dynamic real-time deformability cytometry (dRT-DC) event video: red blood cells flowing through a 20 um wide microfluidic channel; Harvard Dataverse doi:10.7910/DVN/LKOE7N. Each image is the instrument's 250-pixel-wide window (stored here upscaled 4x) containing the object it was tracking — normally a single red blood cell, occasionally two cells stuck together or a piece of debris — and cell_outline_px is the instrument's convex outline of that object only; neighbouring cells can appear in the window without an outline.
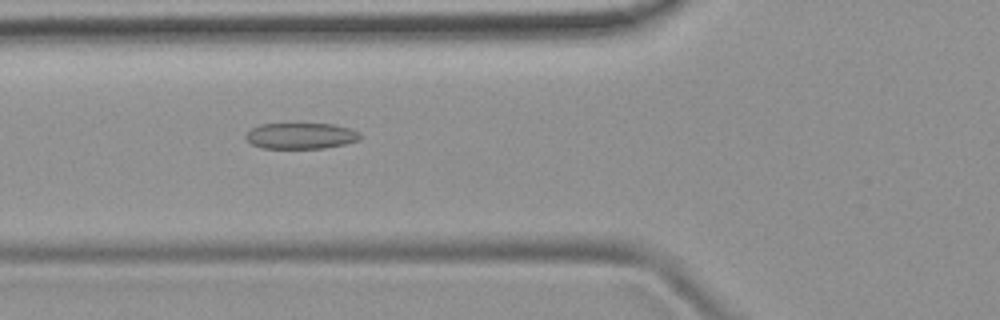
{"species": "common noctule bat (a hibernating species)", "species_latin": "Nyctalus noctula", "temperature_condition": "room temperature", "stored_images_in_passage": 35, "camera_frame_rate_fps": 3000, "um_per_image_px": 0.085, "animal": {"sex": "female", "body_mass_g": 19.9}, "frame": {"image": 1, "passage_image": 3, "time_ms": 0.667, "image_size_px": [1000, 320], "cell_outline_px": [[360, 136], [356, 140], [344, 144], [324, 148], [260, 148], [252, 144], [244, 136], [252, 128], [260, 124], [332, 124], [348, 128], [360, 132]], "centroid_in_image_um": [25.54, 11.55], "position_along_channel_um": 100.3, "area_um2": 17.11}}
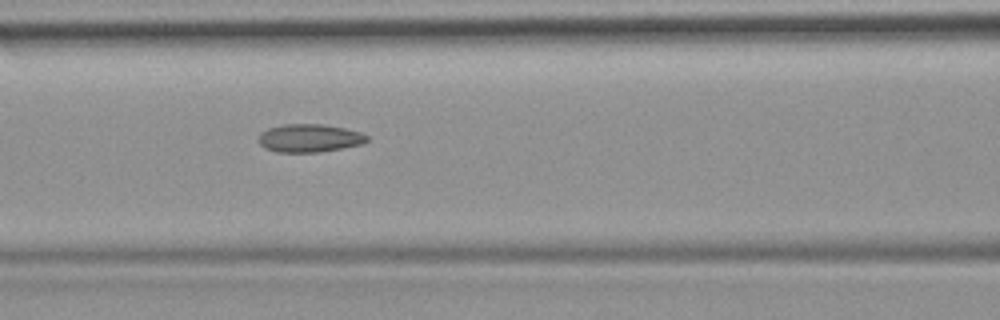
{"frame": {"image": 2, "passage_image": 6, "time_ms": 1.667, "image_size_px": [1000, 320], "cell_outline_px": [[368, 140], [364, 144], [320, 152], [276, 152], [264, 148], [260, 144], [260, 132], [268, 128], [284, 124], [324, 124], [344, 128], [360, 132], [368, 136]], "centroid_in_image_um": [26.31, 11.74], "position_along_channel_um": 140.3, "area_um2": 17.8}}
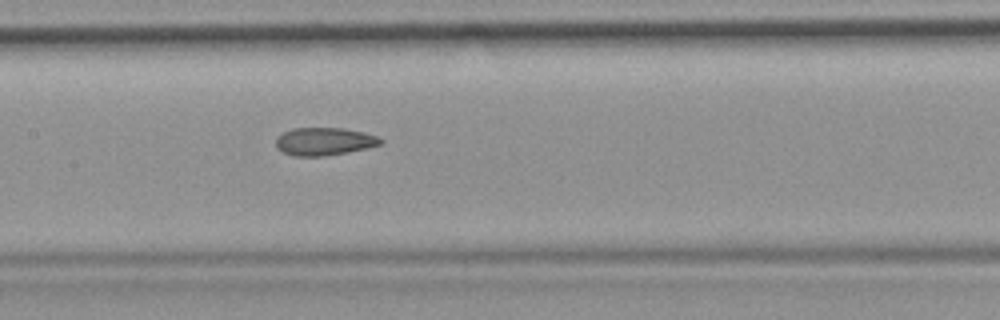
{"frame": {"image": 3, "passage_image": 9, "time_ms": 2.667, "image_size_px": [1000, 320], "cell_outline_px": [[384, 140], [380, 144], [348, 152], [324, 156], [292, 156], [276, 148], [276, 136], [292, 128], [344, 128], [364, 132], [380, 136]], "centroid_in_image_um": [27.55, 12.01], "position_along_channel_um": 179.8, "area_um2": 17.05}}